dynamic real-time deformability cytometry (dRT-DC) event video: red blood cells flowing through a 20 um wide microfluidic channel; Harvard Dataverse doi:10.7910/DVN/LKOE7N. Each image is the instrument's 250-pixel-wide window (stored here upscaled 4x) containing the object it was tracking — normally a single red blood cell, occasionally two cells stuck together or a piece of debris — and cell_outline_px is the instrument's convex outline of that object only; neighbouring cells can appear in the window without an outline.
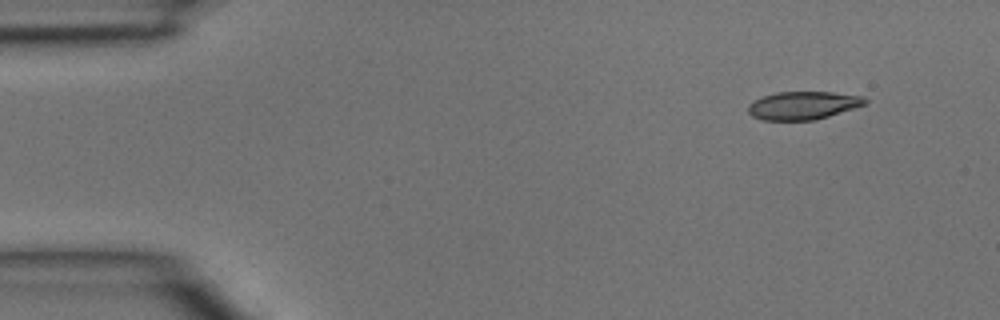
{"species": "common noctule bat (a hibernating species)", "species_latin": "Nyctalus noctula", "temperature_condition": "room temperature", "stored_images_in_passage": 4, "camera_frame_rate_fps": 3000, "um_per_image_px": 0.085, "animal": {"sex": "male", "body_mass_g": 15.6}, "frame": {"image": 1, "passage_image": 1, "time_ms": 0.0, "image_size_px": [1000, 320], "cell_outline_px": [[868, 104], [816, 120], [764, 120], [752, 116], [748, 112], [748, 104], [764, 96], [776, 92], [832, 92], [864, 96], [868, 100]], "centroid_in_image_um": [68.31, 8.96], "position_along_channel_um": 16.7, "area_um2": 19.19}}
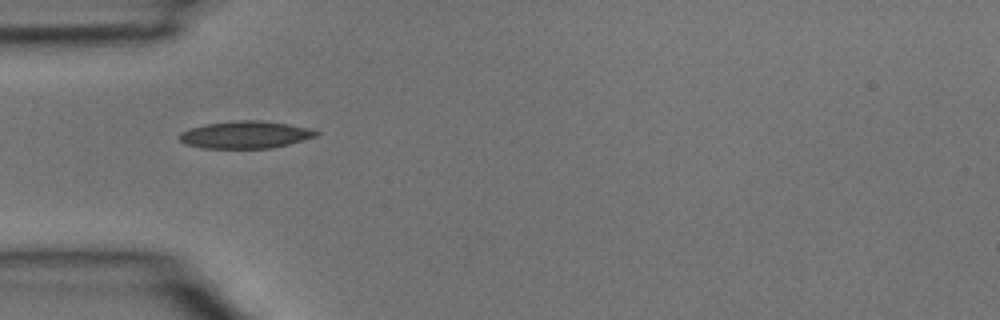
{"frame": {"image": 2, "passage_image": 3, "time_ms": 0.667, "image_size_px": [1000, 320], "cell_outline_px": [[320, 132], [316, 136], [288, 144], [272, 148], [200, 148], [184, 144], [180, 140], [180, 132], [188, 128], [204, 124], [236, 120], [260, 120], [288, 124], [308, 128]], "centroid_in_image_um": [20.8, 11.45], "position_along_channel_um": 64.2, "area_um2": 21.79}}